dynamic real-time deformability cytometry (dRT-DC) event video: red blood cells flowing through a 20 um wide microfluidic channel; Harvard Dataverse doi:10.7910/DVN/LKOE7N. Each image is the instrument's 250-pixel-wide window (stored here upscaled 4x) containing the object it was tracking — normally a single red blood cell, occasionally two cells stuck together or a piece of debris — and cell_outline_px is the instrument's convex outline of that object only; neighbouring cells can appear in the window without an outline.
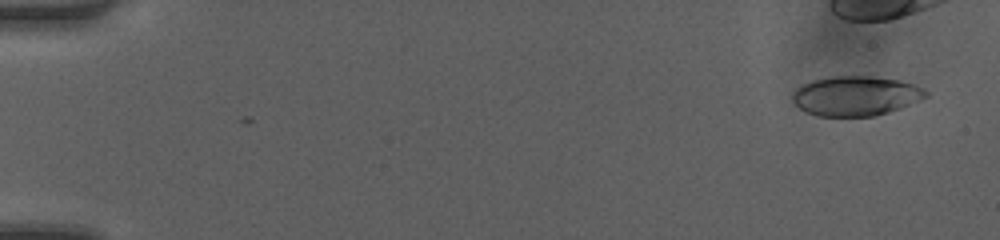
{"species": "human", "species_latin": "Homo sapiens", "temperature_condition": "room temperature", "stored_images_in_passage": 7, "camera_frame_rate_fps": 3000, "um_per_image_px": 0.085, "donor": {"sex": "female"}, "frame": {"image": 1, "passage_image": 1, "time_ms": 0.0, "image_size_px": [1000, 240], "cell_outline_px": [[928, 96], [920, 100], [900, 108], [876, 116], [816, 116], [804, 112], [792, 100], [792, 92], [800, 84], [812, 80], [832, 76], [868, 76], [900, 80], [924, 88], [928, 92]], "centroid_in_image_um": [72.71, 8.15], "position_along_channel_um": 12.3, "area_um2": 31.04}}
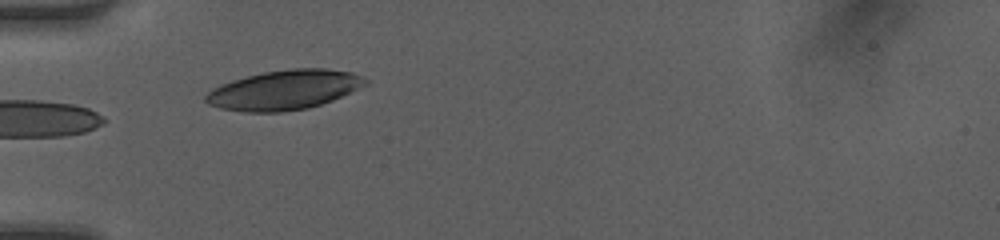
{"frame": {"image": 2, "passage_image": 6, "time_ms": 1.667, "image_size_px": [1000, 240], "cell_outline_px": [[368, 84], [332, 100], [308, 108], [280, 112], [248, 112], [220, 108], [208, 104], [204, 100], [204, 96], [212, 88], [220, 84], [232, 80], [264, 72], [292, 68], [328, 68], [352, 72], [368, 80]], "centroid_in_image_um": [24.14, 7.64], "position_along_channel_um": 60.9, "area_um2": 36.76}}
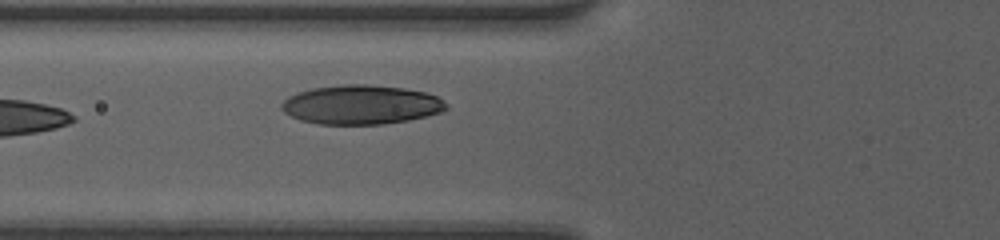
{"frame": {"image": 3, "passage_image": 7, "time_ms": 2.0, "image_size_px": [1000, 240], "cell_outline_px": [[448, 108], [440, 112], [428, 116], [408, 120], [380, 124], [320, 124], [300, 120], [284, 112], [280, 108], [280, 104], [288, 96], [296, 92], [312, 88], [344, 84], [364, 84], [404, 88], [424, 92], [436, 96], [444, 100], [448, 104]], "centroid_in_image_um": [30.68, 8.89], "position_along_channel_um": 95.1, "area_um2": 37.69}}